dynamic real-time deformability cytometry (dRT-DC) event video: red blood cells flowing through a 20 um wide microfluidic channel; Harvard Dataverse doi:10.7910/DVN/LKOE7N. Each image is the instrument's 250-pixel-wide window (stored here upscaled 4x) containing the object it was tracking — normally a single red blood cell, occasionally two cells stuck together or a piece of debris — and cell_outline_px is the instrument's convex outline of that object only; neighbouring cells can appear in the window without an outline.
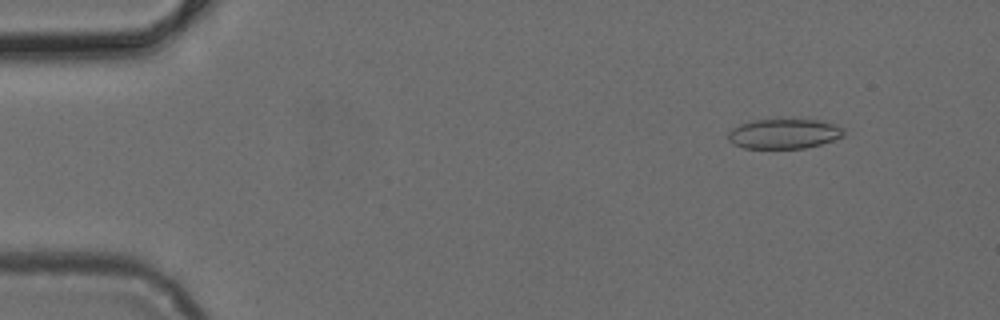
{"species": "common noctule bat (a hibernating species)", "species_latin": "Nyctalus noctula", "temperature_condition": "cold", "stored_images_in_passage": 50, "camera_frame_rate_fps": 3000, "um_per_image_px": 0.085, "animal": {"sex": "female", "body_mass_g": 24.6, "forearm_length_mm": 56.2}, "frame": {"image": 1, "passage_image": 6, "time_ms": 1.667, "image_size_px": [1000, 320], "cell_outline_px": [[844, 136], [820, 144], [804, 148], [744, 148], [732, 144], [728, 140], [728, 132], [732, 128], [740, 124], [752, 120], [792, 116], [820, 120], [836, 124], [844, 128]], "centroid_in_image_um": [66.64, 11.31], "position_along_channel_um": 18.4, "area_um2": 21.1}}
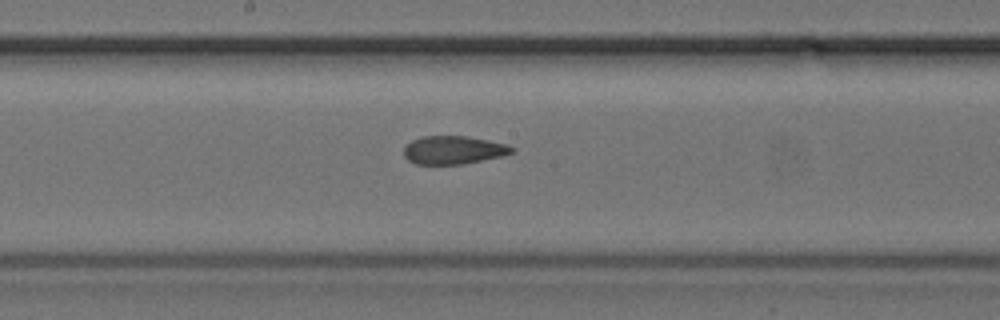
{"frame": {"image": 2, "passage_image": 27, "time_ms": 8.667, "image_size_px": [1000, 320], "cell_outline_px": [[516, 152], [504, 156], [464, 164], [416, 164], [408, 160], [404, 156], [404, 148], [412, 140], [424, 136], [464, 136], [488, 140], [508, 144], [516, 148]], "centroid_in_image_um": [38.61, 12.76], "position_along_channel_um": 209.6, "area_um2": 17.92}}
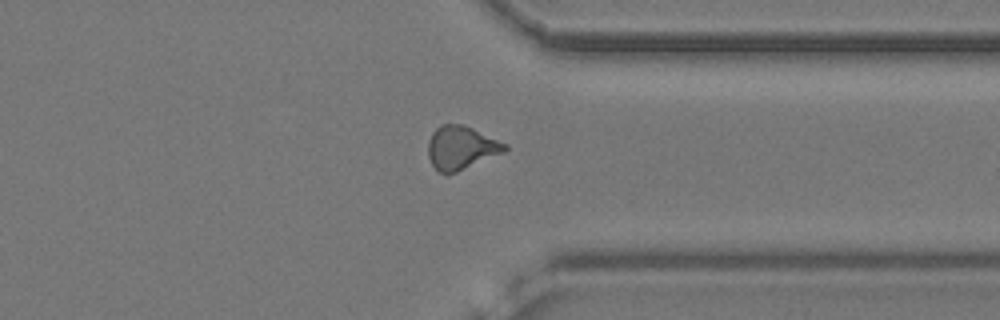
{"frame": {"image": 3, "passage_image": 39, "time_ms": 12.667, "image_size_px": [1000, 320], "cell_outline_px": [[508, 148], [504, 152], [448, 176], [440, 172], [432, 164], [428, 156], [428, 140], [432, 132], [440, 124], [460, 124], [472, 128], [508, 144]], "centroid_in_image_um": [39.18, 12.57], "position_along_channel_um": 372.2, "area_um2": 19.54}}